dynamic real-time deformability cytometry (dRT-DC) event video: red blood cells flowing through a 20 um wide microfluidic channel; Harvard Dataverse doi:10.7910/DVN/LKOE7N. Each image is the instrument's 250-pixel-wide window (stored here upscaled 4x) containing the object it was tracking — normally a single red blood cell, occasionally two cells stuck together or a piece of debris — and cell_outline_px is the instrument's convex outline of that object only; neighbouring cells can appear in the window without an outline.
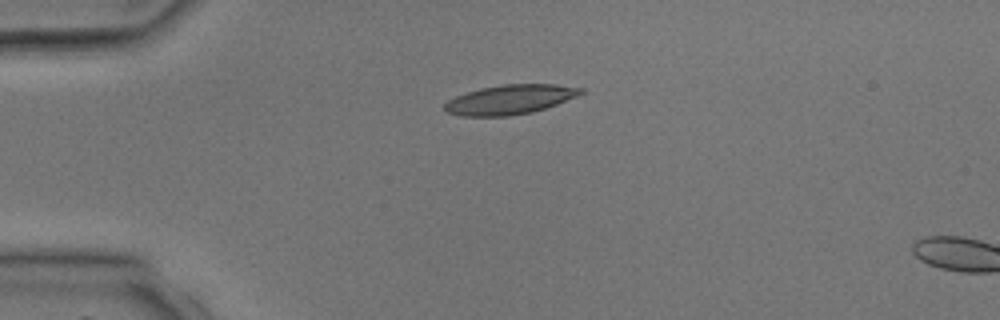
{"species": "common noctule bat (a hibernating species)", "species_latin": "Nyctalus noctula", "temperature_condition": "room temperature", "stored_images_in_passage": 4, "camera_frame_rate_fps": 3000, "um_per_image_px": 0.085, "animal": {"sex": "male", "body_mass_g": 17.9, "forearm_length_mm": 54.2}, "frame": {"image": 1, "passage_image": 2, "time_ms": 2.333, "image_size_px": [1000, 320], "cell_outline_px": [[584, 92], [576, 96], [556, 104], [532, 112], [508, 116], [460, 116], [448, 112], [444, 108], [444, 104], [448, 100], [456, 96], [480, 88], [504, 84], [556, 84], [584, 88]], "centroid_in_image_um": [43.34, 8.45], "position_along_channel_um": 41.7, "area_um2": 23.24}}